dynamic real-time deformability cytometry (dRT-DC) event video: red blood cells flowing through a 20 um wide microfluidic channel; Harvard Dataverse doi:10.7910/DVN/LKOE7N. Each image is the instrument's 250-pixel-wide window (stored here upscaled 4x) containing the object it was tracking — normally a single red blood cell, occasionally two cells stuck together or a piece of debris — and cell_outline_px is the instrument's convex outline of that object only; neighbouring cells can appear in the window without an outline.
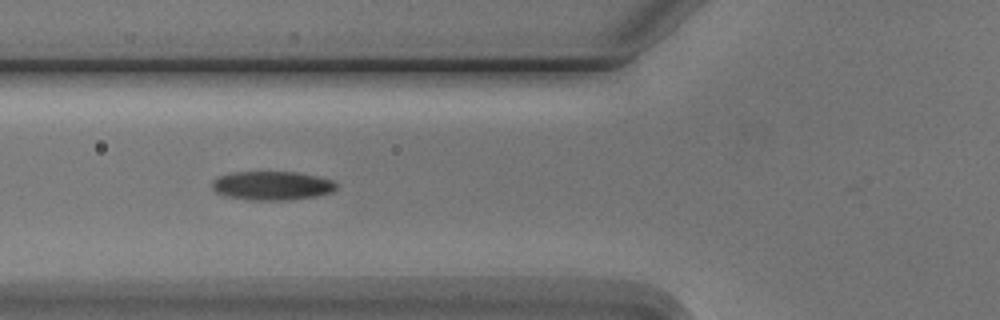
{"species": "Egyptian fruit bat (a non-hibernating species)", "species_latin": "Rousettus aegyptiacus", "temperature_condition": "cold", "stored_images_in_passage": 6, "camera_frame_rate_fps": 3000, "um_per_image_px": 0.085, "animal": {"sex": "male"}, "frame": {"image": 1, "passage_image": 5, "time_ms": 5.333, "image_size_px": [1000, 320], "cell_outline_px": [[336, 188], [332, 192], [316, 196], [288, 200], [248, 200], [224, 196], [216, 192], [212, 188], [212, 180], [216, 176], [232, 172], [296, 172], [316, 176], [332, 180], [336, 184]], "centroid_in_image_um": [23.07, 15.78], "position_along_channel_um": 102.7, "area_um2": 21.04}}
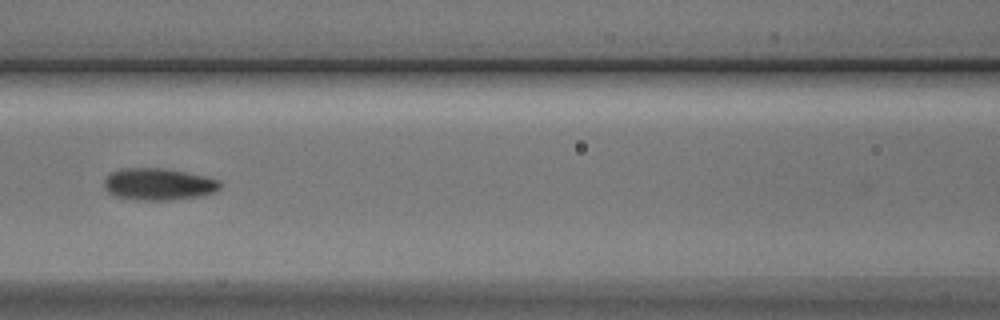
{"frame": {"image": 2, "passage_image": 6, "time_ms": 6.667, "image_size_px": [1000, 320], "cell_outline_px": [[220, 188], [216, 192], [200, 196], [168, 200], [132, 200], [112, 196], [104, 188], [104, 180], [108, 172], [120, 168], [164, 168], [204, 176], [220, 180]], "centroid_in_image_um": [13.41, 15.66], "position_along_channel_um": 153.2, "area_um2": 21.91}}